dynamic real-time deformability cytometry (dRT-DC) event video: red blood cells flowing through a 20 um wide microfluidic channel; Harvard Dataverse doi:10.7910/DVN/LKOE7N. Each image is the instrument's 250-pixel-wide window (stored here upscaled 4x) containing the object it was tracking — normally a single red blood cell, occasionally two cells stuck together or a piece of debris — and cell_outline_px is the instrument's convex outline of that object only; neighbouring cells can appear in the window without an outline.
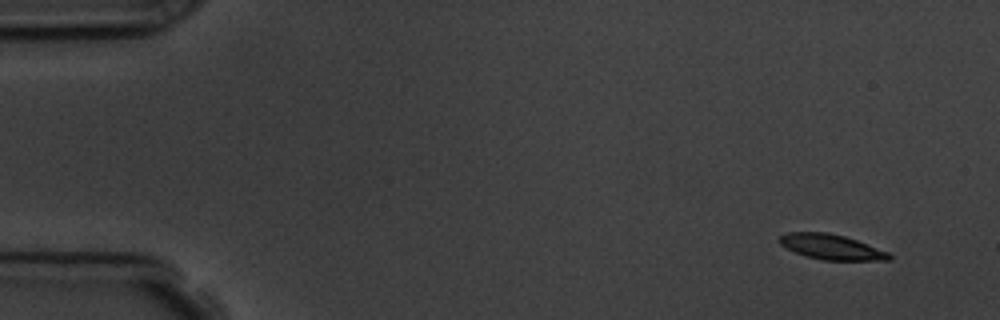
{"species": "common noctule bat (a hibernating species)", "species_latin": "Nyctalus noctula", "temperature_condition": "room temperature", "stored_images_in_passage": 6, "camera_frame_rate_fps": 3000, "um_per_image_px": 0.085, "animal": {"sex": "male", "body_mass_g": 19.5, "forearm_length_mm": 54.6}, "frame": {"image": 1, "passage_image": 1, "time_ms": 0.0, "image_size_px": [1000, 320], "cell_outline_px": [[892, 260], [824, 260], [804, 256], [780, 244], [776, 240], [780, 236], [788, 232], [828, 232], [844, 236], [856, 240], [888, 252], [892, 256]], "centroid_in_image_um": [70.64, 20.99], "position_along_channel_um": 14.4, "area_um2": 16.01}}
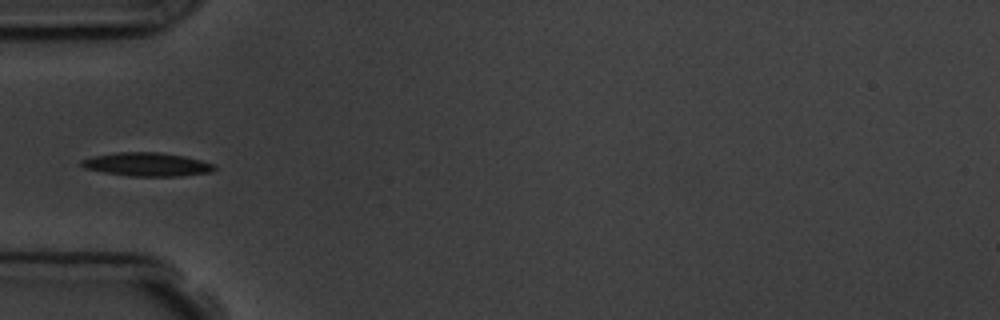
{"frame": {"image": 2, "passage_image": 5, "time_ms": 4.667, "image_size_px": [1000, 320], "cell_outline_px": [[216, 168], [212, 172], [180, 176], [128, 176], [104, 172], [84, 168], [80, 164], [80, 160], [96, 156], [120, 152], [160, 152], [184, 156], [216, 164]], "centroid_in_image_um": [12.53, 13.98], "position_along_channel_um": 72.5, "area_um2": 18.21}}